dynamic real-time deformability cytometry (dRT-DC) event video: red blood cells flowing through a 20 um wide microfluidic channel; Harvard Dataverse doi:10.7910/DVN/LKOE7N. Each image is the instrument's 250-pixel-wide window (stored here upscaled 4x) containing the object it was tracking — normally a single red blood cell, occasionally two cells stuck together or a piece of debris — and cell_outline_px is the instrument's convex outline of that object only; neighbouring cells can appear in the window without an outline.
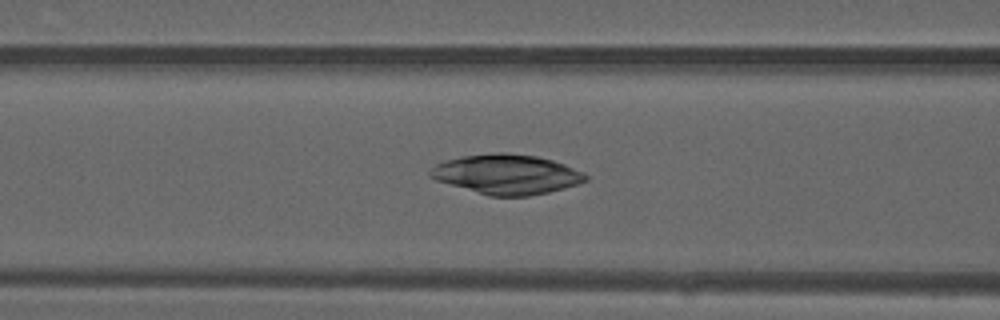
{"species": "common noctule bat (a hibernating species)", "species_latin": "Nyctalus noctula", "temperature_condition": "warm", "stored_images_in_passage": 36, "camera_frame_rate_fps": 3000, "um_per_image_px": 0.085, "animal": {"sex": "male", "forearm_length_mm": 52.5}, "frame": {"image": 1, "passage_image": 7, "time_ms": 2.0, "image_size_px": [1000, 320], "cell_outline_px": [[588, 180], [564, 188], [548, 192], [528, 196], [488, 196], [436, 180], [428, 176], [428, 172], [436, 164], [448, 160], [464, 156], [496, 152], [508, 152], [536, 156], [552, 160], [564, 164], [584, 172], [588, 176]], "centroid_in_image_um": [43.07, 14.81], "position_along_channel_um": 123.5, "area_um2": 35.89}}
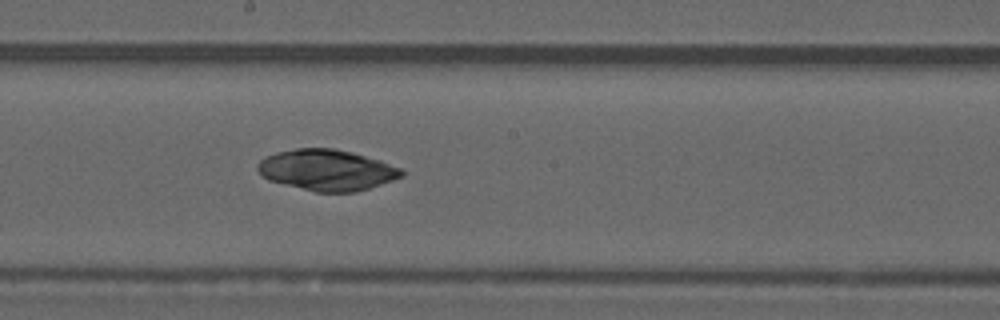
{"frame": {"image": 2, "passage_image": 14, "time_ms": 4.333, "image_size_px": [1000, 320], "cell_outline_px": [[404, 176], [356, 192], [316, 192], [268, 180], [256, 168], [256, 164], [264, 156], [276, 152], [296, 148], [336, 148], [352, 152], [380, 160], [400, 168], [404, 172]], "centroid_in_image_um": [27.76, 14.44], "position_along_channel_um": 220.4, "area_um2": 34.33}}
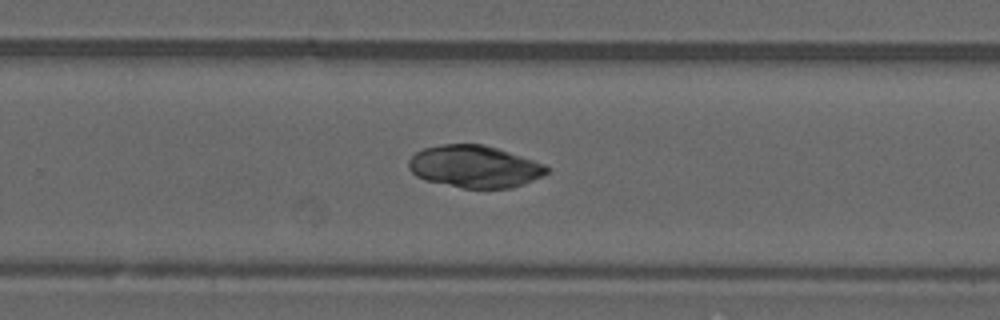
{"frame": {"image": 3, "passage_image": 19, "time_ms": 6.0, "image_size_px": [1000, 320], "cell_outline_px": [[552, 168], [548, 172], [532, 180], [512, 188], [464, 188], [424, 180], [416, 176], [408, 168], [408, 160], [416, 152], [424, 148], [440, 144], [484, 144], [544, 164]], "centroid_in_image_um": [40.3, 14.16], "position_along_channel_um": 289.5, "area_um2": 33.76}}